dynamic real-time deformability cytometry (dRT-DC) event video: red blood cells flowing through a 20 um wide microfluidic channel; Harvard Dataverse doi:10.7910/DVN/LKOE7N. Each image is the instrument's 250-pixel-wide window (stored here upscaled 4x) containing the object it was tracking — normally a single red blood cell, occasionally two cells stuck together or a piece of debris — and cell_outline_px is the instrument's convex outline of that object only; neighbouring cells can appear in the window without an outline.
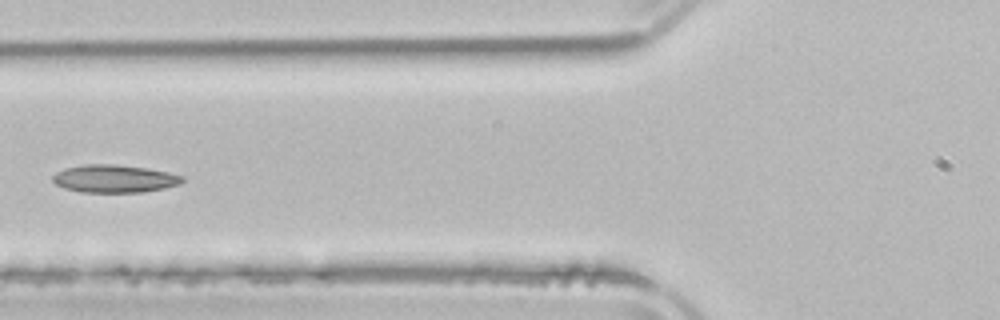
{"species": "common noctule bat (a hibernating species)", "species_latin": "Nyctalus noctula", "temperature_condition": "room temperature", "stored_images_in_passage": 5, "camera_frame_rate_fps": 3000, "um_per_image_px": 0.085, "animal": {"sex": "male", "body_mass_g": 21.5, "forearm_length_mm": 52.0}, "frame": {"image": 1, "passage_image": 5, "time_ms": 5.667, "image_size_px": [1000, 320], "cell_outline_px": [[184, 180], [180, 184], [164, 188], [144, 192], [84, 192], [64, 188], [56, 184], [52, 180], [52, 176], [56, 172], [64, 168], [84, 164], [116, 164], [148, 168], [168, 172], [184, 176]], "centroid_in_image_um": [9.73, 15.18], "position_along_channel_um": 116.1, "area_um2": 21.1}}